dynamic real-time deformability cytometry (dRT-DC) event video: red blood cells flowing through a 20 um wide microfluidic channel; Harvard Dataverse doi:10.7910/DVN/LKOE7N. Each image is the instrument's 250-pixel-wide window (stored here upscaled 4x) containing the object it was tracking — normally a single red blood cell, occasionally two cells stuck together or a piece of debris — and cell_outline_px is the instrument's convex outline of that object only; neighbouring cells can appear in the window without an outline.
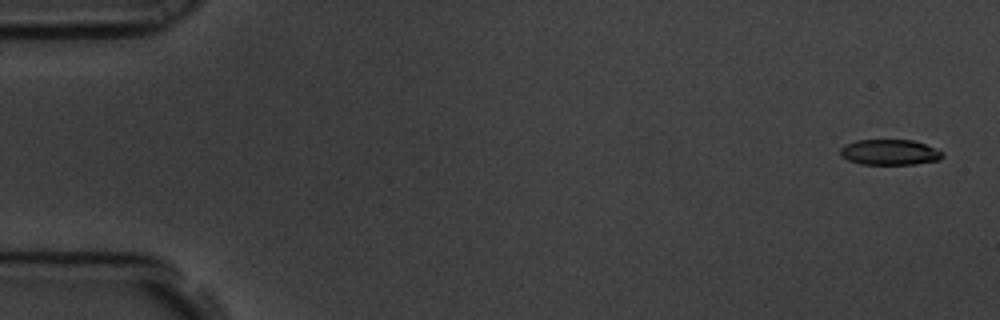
{"species": "common noctule bat (a hibernating species)", "species_latin": "Nyctalus noctula", "temperature_condition": "room temperature", "stored_images_in_passage": 5, "camera_frame_rate_fps": 3000, "um_per_image_px": 0.085, "animal": {"sex": "male", "body_mass_g": 19.5, "forearm_length_mm": 54.6}, "frame": {"image": 1, "passage_image": 1, "time_ms": 0.0, "image_size_px": [1000, 320], "cell_outline_px": [[944, 156], [940, 160], [916, 164], [860, 164], [848, 160], [840, 156], [840, 148], [844, 144], [856, 140], [912, 140], [924, 144], [944, 152]], "centroid_in_image_um": [75.61, 12.94], "position_along_channel_um": 9.4, "area_um2": 15.32}}